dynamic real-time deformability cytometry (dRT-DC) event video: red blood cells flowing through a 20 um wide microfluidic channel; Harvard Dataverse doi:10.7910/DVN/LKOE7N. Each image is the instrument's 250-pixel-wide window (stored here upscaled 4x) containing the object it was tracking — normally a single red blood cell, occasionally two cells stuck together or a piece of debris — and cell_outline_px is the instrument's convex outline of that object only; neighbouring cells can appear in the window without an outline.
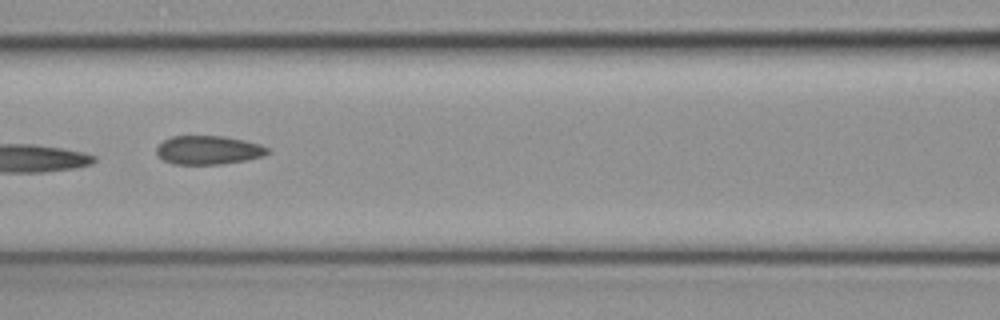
{"species": "common noctule bat (a hibernating species)", "species_latin": "Nyctalus noctula", "temperature_condition": "cold", "stored_images_in_passage": 6, "camera_frame_rate_fps": 3000, "um_per_image_px": 0.085, "animal": {"sex": "female", "body_mass_g": 19.3, "forearm_length_mm": 54.1}, "frame": {"image": 1, "passage_image": 5, "time_ms": 1.333, "image_size_px": [1000, 320], "cell_outline_px": [[272, 152], [264, 156], [244, 160], [220, 164], [172, 164], [156, 156], [156, 148], [164, 140], [172, 136], [224, 136], [244, 140], [260, 144], [268, 148]], "centroid_in_image_um": [17.71, 12.75], "position_along_channel_um": 148.9, "area_um2": 18.67}}